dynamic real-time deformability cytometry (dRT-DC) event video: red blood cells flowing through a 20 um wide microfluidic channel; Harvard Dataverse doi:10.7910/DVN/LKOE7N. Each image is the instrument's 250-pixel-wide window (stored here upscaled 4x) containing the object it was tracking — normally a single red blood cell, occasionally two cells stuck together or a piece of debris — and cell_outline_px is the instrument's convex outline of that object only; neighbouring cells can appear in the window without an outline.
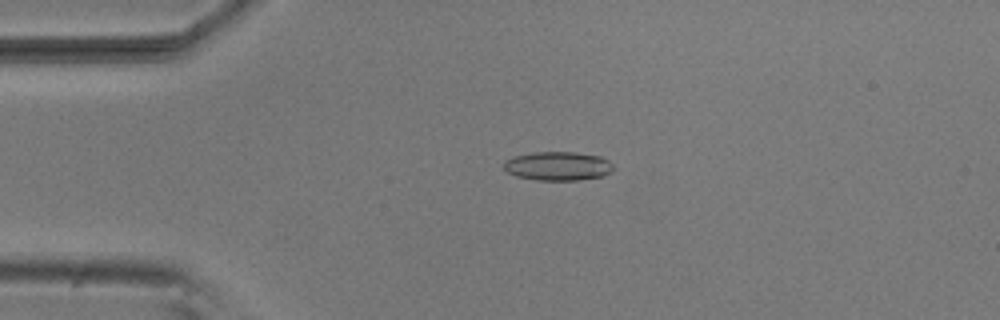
{"species": "common noctule bat (a hibernating species)", "species_latin": "Nyctalus noctula", "temperature_condition": "room temperature", "stored_images_in_passage": 53, "camera_frame_rate_fps": 3000, "um_per_image_px": 0.085, "animal": {"sex": "male", "body_mass_g": 20.5, "forearm_length_mm": 52.5}, "frame": {"image": 1, "passage_image": 12, "time_ms": 3.667, "image_size_px": [1000, 320], "cell_outline_px": [[616, 168], [604, 176], [576, 180], [536, 180], [516, 176], [508, 172], [500, 164], [504, 160], [512, 156], [532, 152], [572, 152], [600, 156], [608, 160]], "centroid_in_image_um": [47.39, 14.11], "position_along_channel_um": 37.6, "area_um2": 18.67}}
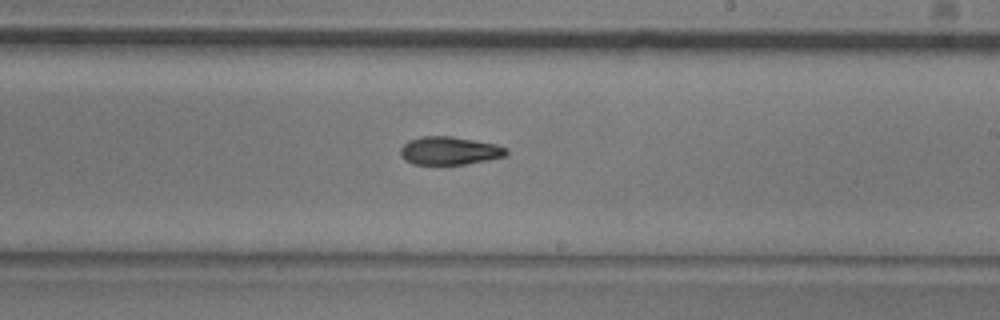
{"frame": {"image": 2, "passage_image": 31, "time_ms": 10.0, "image_size_px": [1000, 320], "cell_outline_px": [[508, 152], [504, 156], [488, 160], [464, 164], [412, 164], [404, 160], [400, 156], [400, 148], [408, 140], [424, 136], [452, 136], [496, 144], [508, 148]], "centroid_in_image_um": [38.18, 12.81], "position_along_channel_um": 250.8, "area_um2": 17.4}}
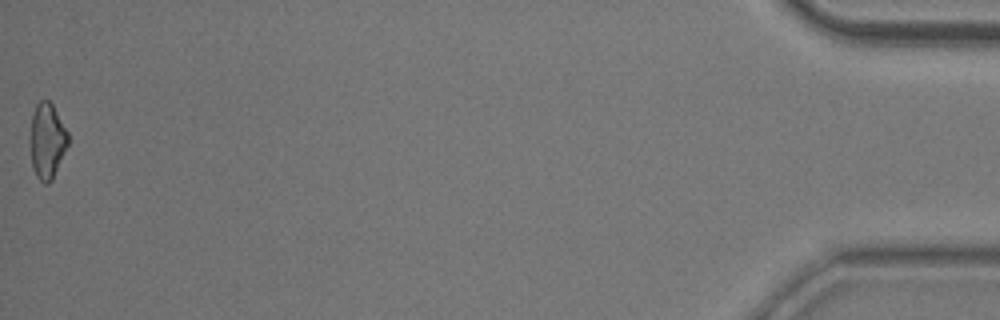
{"frame": {"image": 3, "passage_image": 53, "time_ms": 17.333, "image_size_px": [1000, 320], "cell_outline_px": [[68, 144], [52, 180], [48, 184], [44, 184], [36, 176], [32, 168], [28, 144], [28, 140], [32, 116], [36, 104], [40, 100], [48, 100], [52, 104], [68, 132]], "centroid_in_image_um": [3.96, 11.99], "position_along_channel_um": 431.2, "area_um2": 16.99}, "authors_computed_cell_mechanics": {"area_um2": 17.6868, "velocity_mm_per_s": 3.8253, "shape_relaxation_time_tau1_ms": 4.1896, "shape_relaxation_time_tau2_ms": null, "deformation_change_tau1": 0.1342, "deformation_change_tau2": null}}